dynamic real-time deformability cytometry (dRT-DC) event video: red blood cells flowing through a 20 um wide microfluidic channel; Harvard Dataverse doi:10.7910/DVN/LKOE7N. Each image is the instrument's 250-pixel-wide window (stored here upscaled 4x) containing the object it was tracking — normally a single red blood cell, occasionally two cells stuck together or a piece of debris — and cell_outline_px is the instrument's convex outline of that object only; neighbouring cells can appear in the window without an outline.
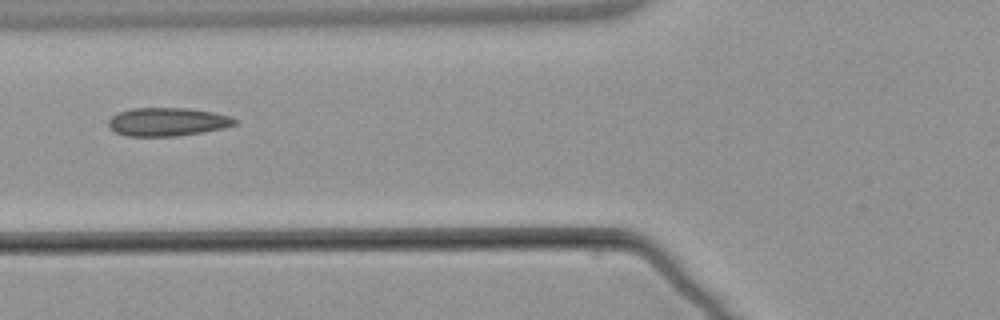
{"species": "common noctule bat (a hibernating species)", "species_latin": "Nyctalus noctula", "temperature_condition": "warm", "stored_images_in_passage": 3, "camera_frame_rate_fps": 3000, "um_per_image_px": 0.085, "animal": {"sex": "male", "body_mass_g": 21.5, "forearm_length_mm": 52.0}, "frame": {"image": 1, "passage_image": 2, "time_ms": 1.333, "image_size_px": [1000, 320], "cell_outline_px": [[240, 120], [236, 124], [224, 128], [204, 132], [176, 136], [128, 136], [116, 132], [108, 124], [108, 120], [112, 116], [120, 112], [132, 108], [188, 108], [216, 112], [232, 116]], "centroid_in_image_um": [14.32, 10.35], "position_along_channel_um": 111.5, "area_um2": 21.04}}
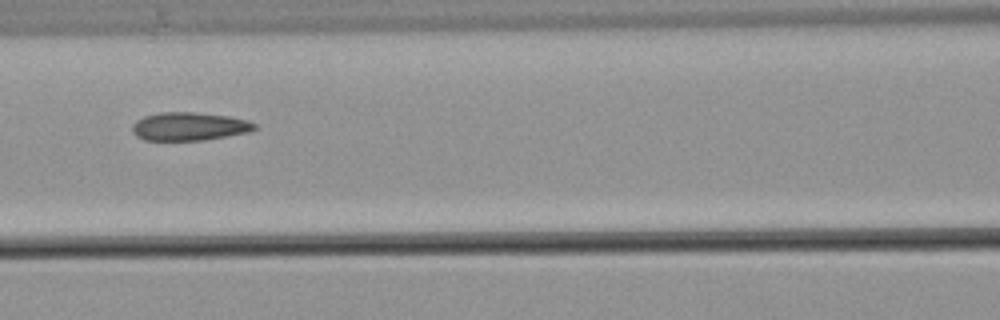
{"frame": {"image": 2, "passage_image": 3, "time_ms": 2.333, "image_size_px": [1000, 320], "cell_outline_px": [[256, 128], [248, 132], [200, 140], [144, 140], [136, 136], [132, 132], [132, 124], [136, 120], [144, 116], [160, 112], [196, 112], [228, 116], [248, 120], [256, 124]], "centroid_in_image_um": [16.04, 10.73], "position_along_channel_um": 150.6, "area_um2": 20.06}}